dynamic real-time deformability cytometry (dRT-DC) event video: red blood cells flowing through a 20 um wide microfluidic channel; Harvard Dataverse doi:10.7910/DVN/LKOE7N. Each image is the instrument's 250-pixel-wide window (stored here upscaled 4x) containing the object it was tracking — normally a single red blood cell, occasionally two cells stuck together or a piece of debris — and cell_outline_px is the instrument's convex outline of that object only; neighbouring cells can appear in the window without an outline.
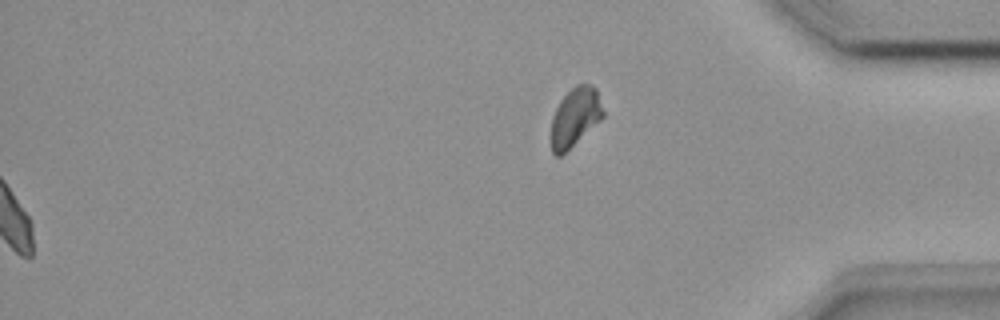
{"species": "common noctule bat (a hibernating species)", "species_latin": "Nyctalus noctula", "temperature_condition": "room temperature", "stored_images_in_passage": 40, "segment_of_instrument_passage": [2, 2], "camera_frame_rate_fps": 3000, "um_per_image_px": 0.085, "animal": {"sex": "female", "body_mass_g": 18.4}, "frame": {"image": 1, "passage_image": 40, "time_ms": 13.0, "image_size_px": [1000, 320], "cell_outline_px": [[604, 116], [600, 120], [560, 156], [556, 156], [552, 152], [552, 116], [560, 100], [576, 84], [592, 84], [596, 88], [604, 112]], "centroid_in_image_um": [48.89, 9.92], "position_along_channel_um": 386.3, "area_um2": 17.4}}